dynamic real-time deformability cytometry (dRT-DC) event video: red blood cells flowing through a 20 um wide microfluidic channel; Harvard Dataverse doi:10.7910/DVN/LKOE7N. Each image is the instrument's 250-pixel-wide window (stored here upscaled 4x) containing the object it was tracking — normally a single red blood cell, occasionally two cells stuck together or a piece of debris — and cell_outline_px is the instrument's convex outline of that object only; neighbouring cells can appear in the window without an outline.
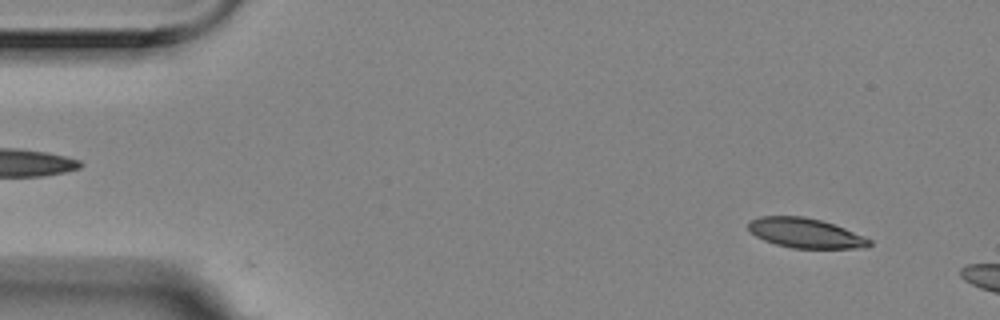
{"species": "Egyptian fruit bat (a non-hibernating species)", "species_latin": "Rousettus aegyptiacus", "temperature_condition": "room temperature", "stored_images_in_passage": 4, "camera_frame_rate_fps": 3000, "um_per_image_px": 0.085, "animal": {"sex": "female"}, "frame": {"image": 1, "passage_image": 4, "time_ms": 1.0, "image_size_px": [1000, 320], "cell_outline_px": [[872, 244], [868, 248], [792, 248], [776, 244], [764, 240], [756, 236], [748, 228], [748, 220], [760, 216], [804, 216], [820, 220], [844, 228], [864, 236], [872, 240]], "centroid_in_image_um": [68.47, 19.81], "position_along_channel_um": 16.5, "area_um2": 20.98}}